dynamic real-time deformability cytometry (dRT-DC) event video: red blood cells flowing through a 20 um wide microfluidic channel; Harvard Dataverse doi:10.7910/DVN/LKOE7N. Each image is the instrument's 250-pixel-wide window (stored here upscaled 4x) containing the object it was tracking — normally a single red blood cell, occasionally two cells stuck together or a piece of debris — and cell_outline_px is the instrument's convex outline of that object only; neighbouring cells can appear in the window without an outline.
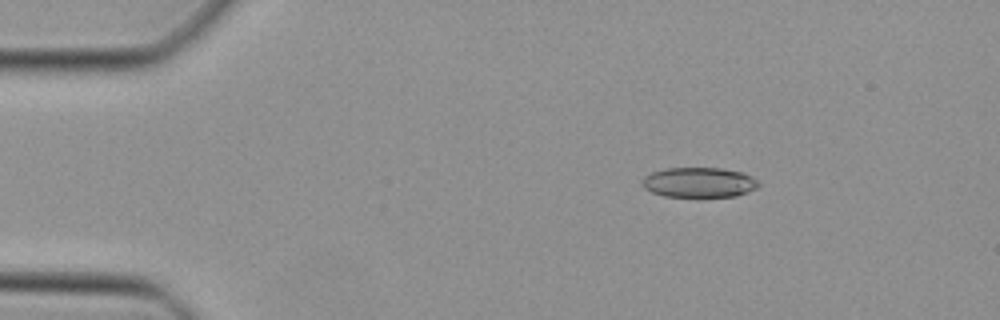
{"species": "Egyptian fruit bat (a non-hibernating species)", "species_latin": "Rousettus aegyptiacus", "temperature_condition": "cold", "stored_images_in_passage": 47, "camera_frame_rate_fps": 3000, "um_per_image_px": 0.085, "animal": {"sex": "female"}, "frame": {"image": 1, "passage_image": 8, "time_ms": 2.333, "image_size_px": [1000, 320], "cell_outline_px": [[760, 184], [756, 188], [748, 192], [736, 196], [664, 196], [652, 192], [644, 188], [644, 176], [652, 172], [668, 168], [720, 168], [744, 172], [756, 180]], "centroid_in_image_um": [59.44, 15.5], "position_along_channel_um": 25.6, "area_um2": 20.11}}
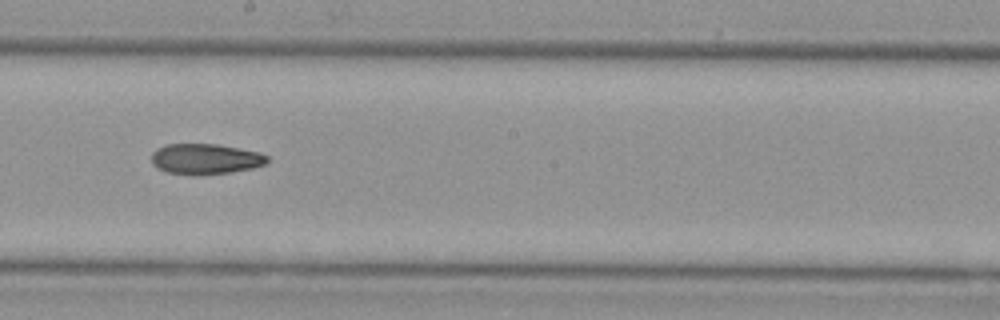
{"frame": {"image": 2, "passage_image": 27, "time_ms": 8.667, "image_size_px": [1000, 320], "cell_outline_px": [[268, 160], [264, 164], [252, 168], [228, 172], [164, 172], [156, 168], [152, 164], [152, 152], [156, 148], [164, 144], [216, 144], [260, 152], [268, 156]], "centroid_in_image_um": [17.43, 13.46], "position_along_channel_um": 230.8, "area_um2": 19.88}}
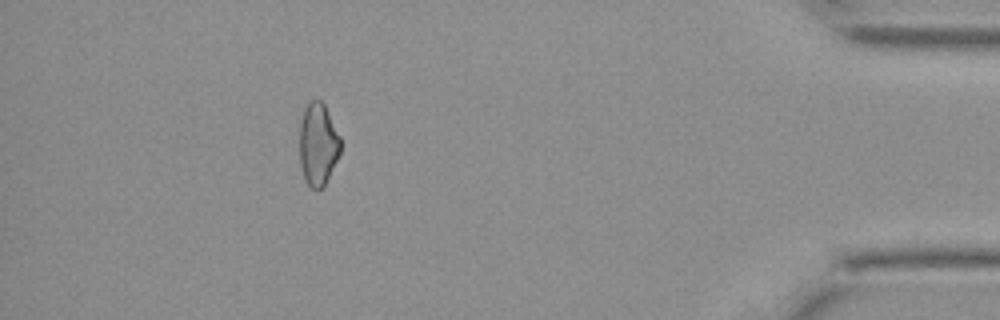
{"frame": {"image": 3, "passage_image": 43, "time_ms": 14.0, "image_size_px": [1000, 320], "cell_outline_px": [[340, 152], [324, 184], [320, 188], [312, 188], [308, 184], [304, 176], [300, 164], [300, 120], [304, 108], [308, 100], [316, 96], [324, 104], [340, 136]], "centroid_in_image_um": [27.01, 12.16], "position_along_channel_um": 408.2, "area_um2": 19.54}}